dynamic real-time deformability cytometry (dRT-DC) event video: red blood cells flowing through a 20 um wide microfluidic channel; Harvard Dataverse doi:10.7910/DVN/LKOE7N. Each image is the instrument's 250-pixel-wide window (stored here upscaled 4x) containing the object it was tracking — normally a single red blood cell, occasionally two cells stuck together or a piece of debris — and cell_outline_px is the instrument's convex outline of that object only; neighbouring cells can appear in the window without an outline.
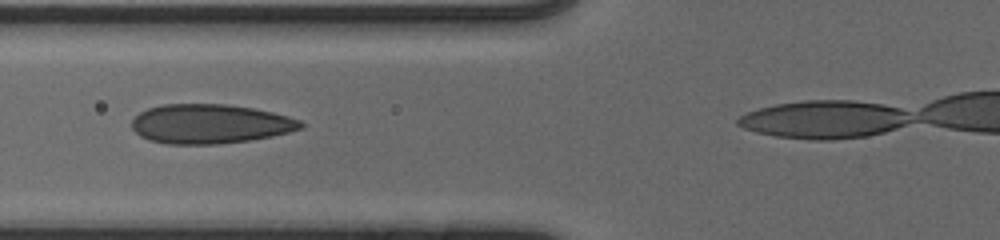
{"species": "human", "species_latin": "Homo sapiens", "temperature_condition": "cold", "stored_images_in_passage": 39, "camera_frame_rate_fps": 3000, "um_per_image_px": 0.085, "donor": {"sex": "male"}, "frame": {"image": 1, "passage_image": 14, "time_ms": 4.333, "image_size_px": [1000, 240], "cell_outline_px": [[304, 128], [272, 136], [248, 140], [220, 144], [168, 144], [148, 140], [140, 136], [132, 128], [132, 120], [140, 112], [148, 108], [160, 104], [228, 104], [252, 108], [272, 112], [288, 116], [300, 120], [304, 124]], "centroid_in_image_um": [17.84, 10.53], "position_along_channel_um": 108.0, "area_um2": 38.84}}
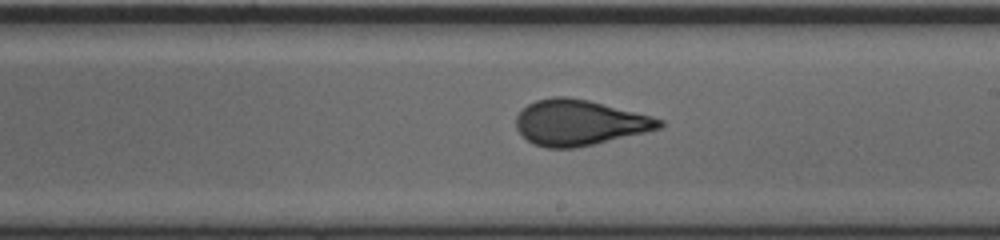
{"frame": {"image": 2, "passage_image": 24, "time_ms": 7.667, "image_size_px": [1000, 240], "cell_outline_px": [[664, 124], [660, 128], [644, 132], [592, 144], [572, 148], [548, 148], [532, 144], [516, 128], [516, 116], [528, 104], [536, 100], [552, 96], [568, 96], [588, 100], [652, 116], [664, 120]], "centroid_in_image_um": [49.22, 10.41], "position_along_channel_um": 239.8, "area_um2": 37.69}}
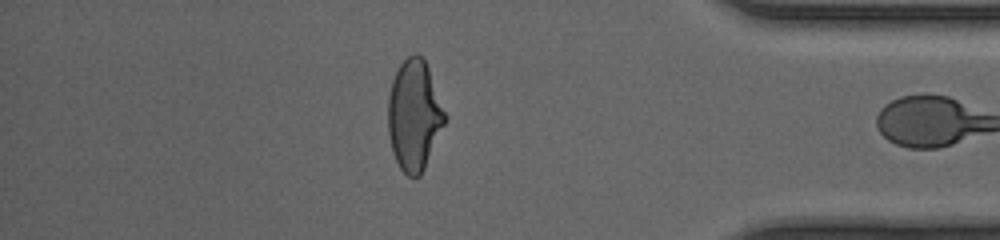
{"frame": {"image": 3, "passage_image": 38, "time_ms": 12.333, "image_size_px": [1000, 240], "cell_outline_px": [[448, 120], [420, 176], [408, 176], [400, 168], [392, 152], [388, 132], [388, 96], [392, 80], [400, 64], [408, 56], [416, 52], [424, 60], [428, 68], [448, 116]], "centroid_in_image_um": [35.22, 9.8], "position_along_channel_um": 400.0, "area_um2": 36.82}}